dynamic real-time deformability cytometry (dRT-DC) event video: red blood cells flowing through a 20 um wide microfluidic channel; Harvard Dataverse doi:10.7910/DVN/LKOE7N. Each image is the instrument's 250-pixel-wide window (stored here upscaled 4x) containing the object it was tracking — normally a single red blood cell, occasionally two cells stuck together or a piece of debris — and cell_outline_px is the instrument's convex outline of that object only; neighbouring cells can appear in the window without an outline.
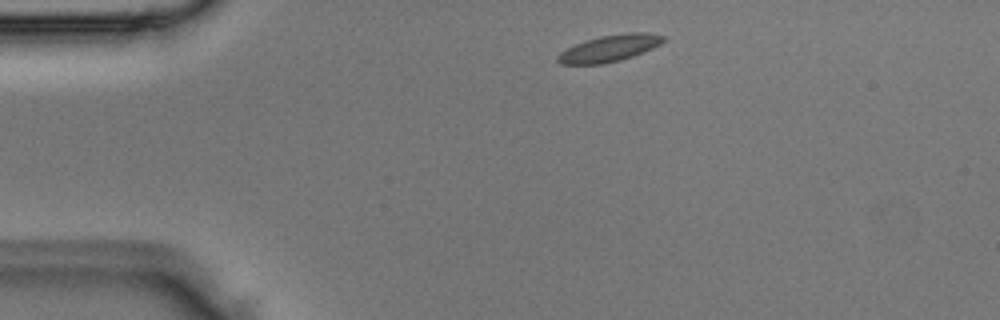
{"species": "Egyptian fruit bat (a non-hibernating species)", "species_latin": "Rousettus aegyptiacus", "temperature_condition": "room temperature", "stored_images_in_passage": 3, "camera_frame_rate_fps": 3000, "um_per_image_px": 0.085, "animal": {"sex": "male"}, "frame": {"image": 1, "passage_image": 1, "time_ms": 0.0, "image_size_px": [1000, 320], "cell_outline_px": [[664, 40], [660, 44], [644, 52], [620, 60], [604, 64], [560, 64], [556, 60], [556, 56], [560, 52], [584, 40], [600, 36], [624, 32], [648, 32], [664, 36]], "centroid_in_image_um": [51.79, 4.1], "position_along_channel_um": 33.2, "area_um2": 16.47}}